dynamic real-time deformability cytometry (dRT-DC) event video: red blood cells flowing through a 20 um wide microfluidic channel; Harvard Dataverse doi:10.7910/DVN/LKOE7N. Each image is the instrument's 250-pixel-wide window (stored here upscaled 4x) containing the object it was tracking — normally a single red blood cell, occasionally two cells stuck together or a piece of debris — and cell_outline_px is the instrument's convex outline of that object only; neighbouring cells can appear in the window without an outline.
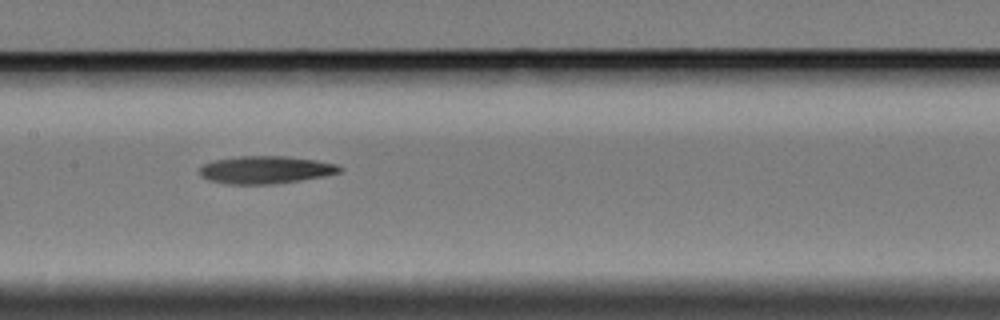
{"species": "Egyptian fruit bat (a non-hibernating species)", "species_latin": "Rousettus aegyptiacus", "temperature_condition": "cold", "stored_images_in_passage": 12, "camera_frame_rate_fps": 3000, "um_per_image_px": 0.085, "animal": {"sex": "female"}, "frame": {"image": 1, "passage_image": 6, "time_ms": 6.667, "image_size_px": [1000, 320], "cell_outline_px": [[344, 168], [340, 172], [324, 176], [300, 180], [272, 184], [228, 184], [208, 180], [200, 176], [200, 168], [204, 164], [216, 160], [240, 156], [284, 156], [316, 160], [336, 164]], "centroid_in_image_um": [22.58, 14.44], "position_along_channel_um": 184.8, "area_um2": 22.43}}
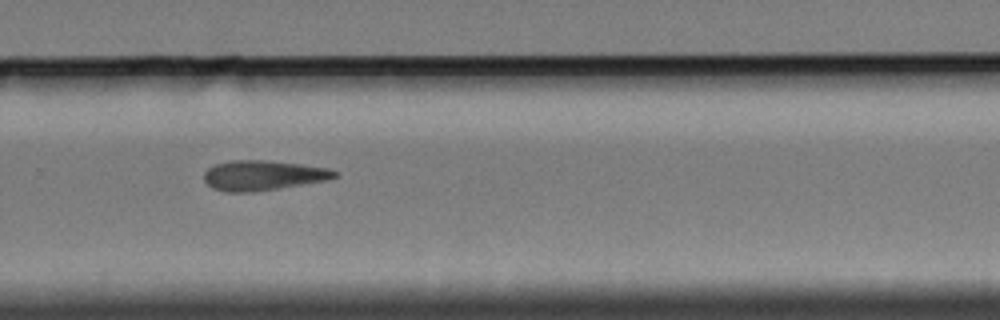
{"frame": {"image": 2, "passage_image": 9, "time_ms": 10.333, "image_size_px": [1000, 320], "cell_outline_px": [[336, 176], [328, 180], [280, 188], [252, 192], [224, 192], [212, 188], [204, 180], [204, 172], [208, 168], [216, 164], [232, 160], [264, 160], [300, 164], [324, 168], [336, 172]], "centroid_in_image_um": [22.29, 14.92], "position_along_channel_um": 307.5, "area_um2": 22.6}}
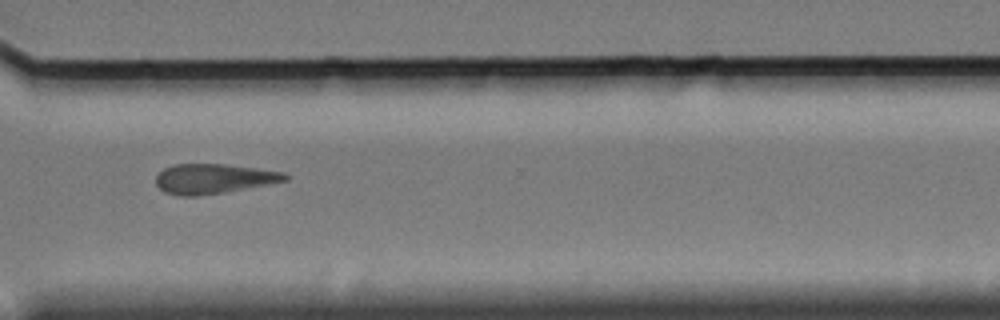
{"frame": {"image": 3, "passage_image": 10, "time_ms": 11.667, "image_size_px": [1000, 320], "cell_outline_px": [[288, 180], [224, 192], [196, 196], [180, 196], [164, 192], [156, 184], [156, 176], [164, 168], [176, 164], [224, 164], [256, 168], [284, 172], [288, 176]], "centroid_in_image_um": [18.13, 15.19], "position_along_channel_um": 352.5, "area_um2": 22.2}}